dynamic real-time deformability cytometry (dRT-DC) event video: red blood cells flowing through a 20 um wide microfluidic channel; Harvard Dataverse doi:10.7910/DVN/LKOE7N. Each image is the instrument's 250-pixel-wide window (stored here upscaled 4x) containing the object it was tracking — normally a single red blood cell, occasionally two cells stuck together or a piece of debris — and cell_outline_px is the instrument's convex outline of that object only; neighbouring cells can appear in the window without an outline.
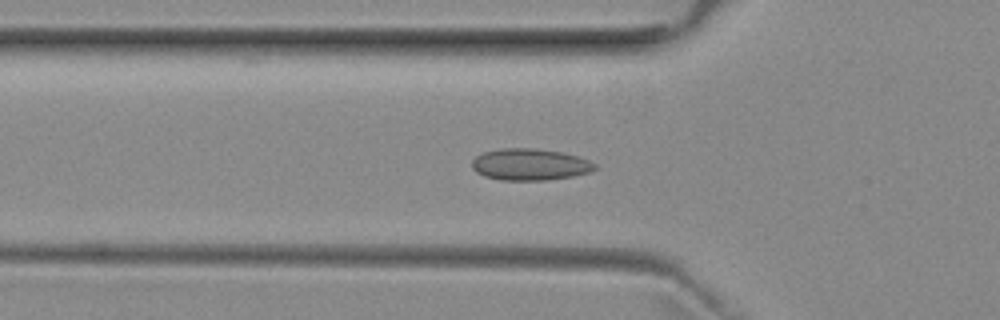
{"species": "common noctule bat (a hibernating species)", "species_latin": "Nyctalus noctula", "temperature_condition": "room temperature", "stored_images_in_passage": 52, "camera_frame_rate_fps": 3000, "um_per_image_px": 0.085, "animal": {"sex": "female", "body_mass_g": 29.2, "forearm_length_mm": 56.3}, "frame": {"image": 1, "passage_image": 17, "time_ms": 5.333, "image_size_px": [1000, 320], "cell_outline_px": [[596, 168], [588, 172], [572, 176], [548, 180], [500, 180], [484, 176], [476, 172], [472, 168], [472, 160], [476, 156], [484, 152], [500, 148], [532, 148], [564, 152], [580, 156], [596, 164]], "centroid_in_image_um": [45.03, 13.97], "position_along_channel_um": 80.8, "area_um2": 22.77}}
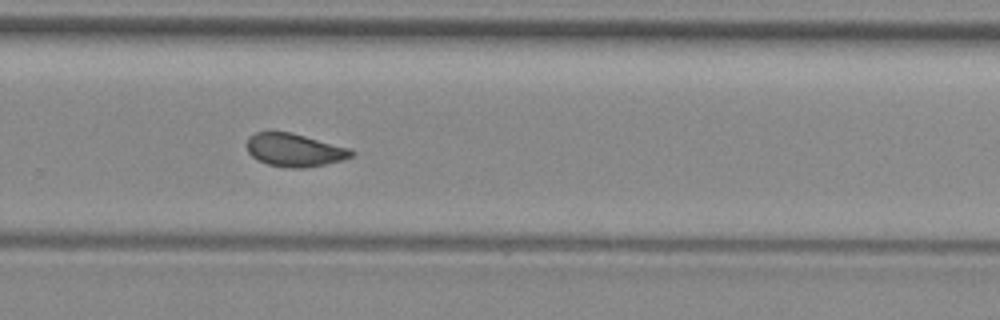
{"frame": {"image": 2, "passage_image": 34, "time_ms": 11.0, "image_size_px": [1000, 320], "cell_outline_px": [[356, 152], [352, 156], [344, 160], [304, 168], [288, 168], [268, 164], [256, 160], [248, 152], [248, 136], [256, 132], [292, 132], [352, 148]], "centroid_in_image_um": [25.08, 12.75], "position_along_channel_um": 304.7, "area_um2": 20.35}}
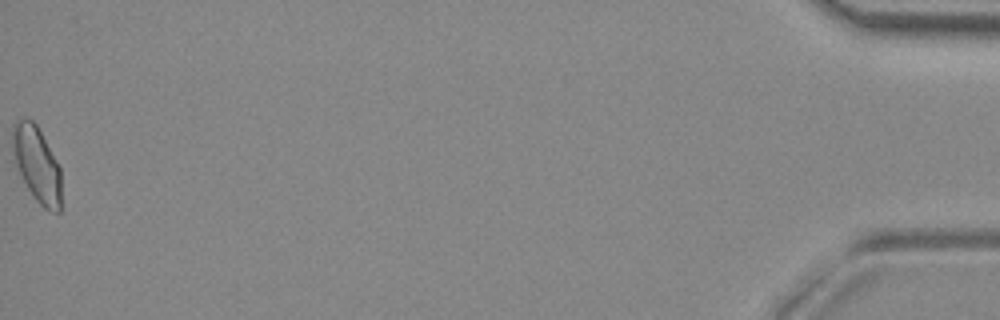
{"frame": {"image": 3, "passage_image": 52, "time_ms": 17.0, "image_size_px": [1000, 320], "cell_outline_px": [[60, 212], [48, 212], [36, 200], [28, 188], [16, 164], [12, 148], [12, 124], [16, 120], [24, 116], [32, 120], [36, 124], [60, 168]], "centroid_in_image_um": [3.11, 13.93], "position_along_channel_um": 432.1, "area_um2": 21.21}, "authors_computed_cell_mechanics": {"area_um2": 20.4323, "velocity_mm_per_s": 3.9504, "shape_relaxation_time_tau1_ms": null, "shape_relaxation_time_tau2_ms": 1.4127, "deformation_change_tau1": null, "deformation_change_tau2": 0.052}}